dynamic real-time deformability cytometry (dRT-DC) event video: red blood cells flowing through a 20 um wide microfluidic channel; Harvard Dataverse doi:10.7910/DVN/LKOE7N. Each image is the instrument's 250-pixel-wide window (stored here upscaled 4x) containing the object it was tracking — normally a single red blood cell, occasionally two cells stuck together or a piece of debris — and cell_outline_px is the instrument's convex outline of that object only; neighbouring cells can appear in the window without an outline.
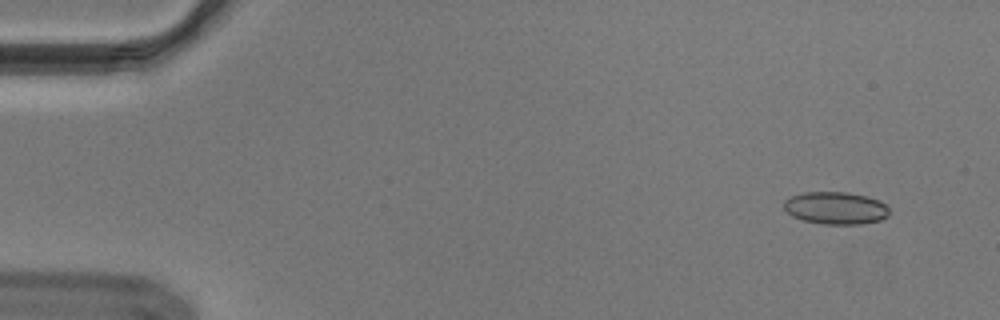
{"species": "Egyptian fruit bat (a non-hibernating species)", "species_latin": "Rousettus aegyptiacus", "temperature_condition": "cold", "stored_images_in_passage": 51, "segment_of_instrument_passage": [1, 2], "camera_frame_rate_fps": 3000, "um_per_image_px": 0.085, "animal": {"sex": "male"}, "frame": {"image": 1, "passage_image": 1, "time_ms": 0.0, "image_size_px": [1000, 320], "cell_outline_px": [[888, 216], [880, 220], [860, 224], [824, 224], [804, 220], [792, 216], [784, 208], [784, 200], [792, 196], [804, 192], [848, 192], [868, 196], [880, 200], [888, 208]], "centroid_in_image_um": [71.04, 17.67], "position_along_channel_um": 14.0, "area_um2": 19.88}}
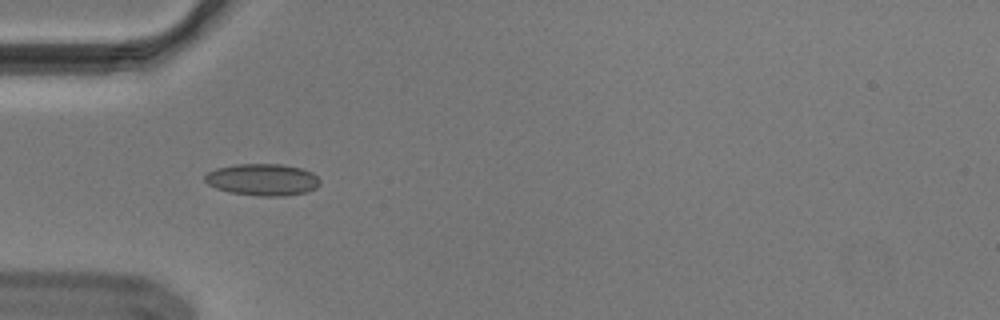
{"frame": {"image": 2, "passage_image": 14, "time_ms": 4.333, "image_size_px": [1000, 320], "cell_outline_px": [[320, 184], [316, 188], [304, 192], [284, 196], [260, 196], [228, 192], [216, 188], [208, 184], [204, 180], [204, 176], [208, 172], [216, 168], [236, 164], [280, 164], [300, 168], [312, 172], [320, 180]], "centroid_in_image_um": [22.3, 15.27], "position_along_channel_um": 62.7, "area_um2": 21.33}}
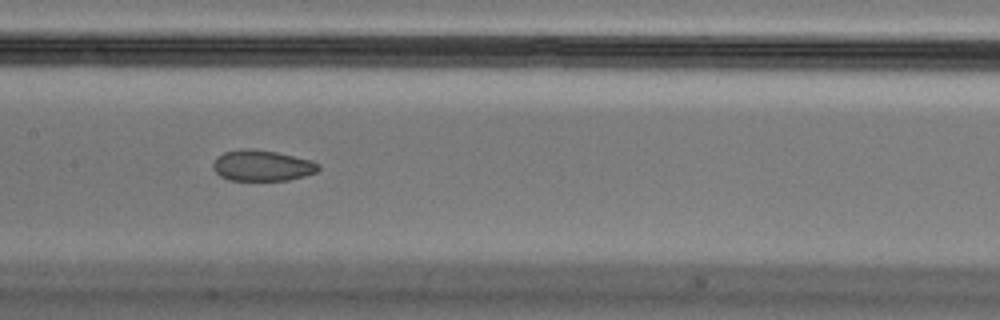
{"frame": {"image": 3, "passage_image": 24, "time_ms": 7.667, "image_size_px": [1000, 320], "cell_outline_px": [[320, 168], [316, 172], [304, 176], [288, 180], [228, 180], [220, 176], [212, 168], [212, 164], [216, 156], [224, 152], [276, 152], [312, 160], [320, 164]], "centroid_in_image_um": [22.31, 14.13], "position_along_channel_um": 185.1, "area_um2": 18.26}}